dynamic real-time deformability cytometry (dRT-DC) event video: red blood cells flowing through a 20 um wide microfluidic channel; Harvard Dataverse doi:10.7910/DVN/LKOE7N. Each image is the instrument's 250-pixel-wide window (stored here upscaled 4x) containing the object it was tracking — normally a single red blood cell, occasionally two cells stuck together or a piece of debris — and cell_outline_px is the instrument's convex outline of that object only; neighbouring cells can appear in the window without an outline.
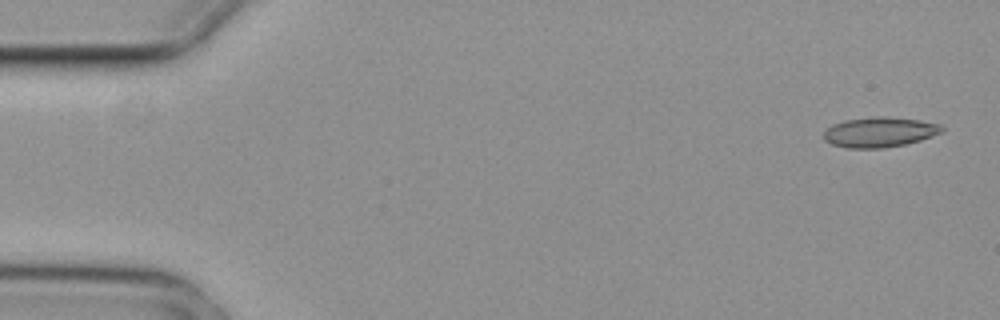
{"species": "common noctule bat (a hibernating species)", "species_latin": "Nyctalus noctula", "temperature_condition": "cold", "stored_images_in_passage": 5, "camera_frame_rate_fps": 3000, "um_per_image_px": 0.085, "animal": {"sex": "female", "body_mass_g": 29.2, "forearm_length_mm": 56.3}, "frame": {"image": 1, "passage_image": 1, "time_ms": 0.0, "image_size_px": [1000, 320], "cell_outline_px": [[944, 132], [920, 140], [904, 144], [884, 148], [848, 148], [832, 144], [824, 140], [824, 132], [832, 124], [844, 120], [880, 116], [884, 116], [916, 120], [940, 124], [944, 128]], "centroid_in_image_um": [74.76, 11.23], "position_along_channel_um": 10.2, "area_um2": 20.58}}